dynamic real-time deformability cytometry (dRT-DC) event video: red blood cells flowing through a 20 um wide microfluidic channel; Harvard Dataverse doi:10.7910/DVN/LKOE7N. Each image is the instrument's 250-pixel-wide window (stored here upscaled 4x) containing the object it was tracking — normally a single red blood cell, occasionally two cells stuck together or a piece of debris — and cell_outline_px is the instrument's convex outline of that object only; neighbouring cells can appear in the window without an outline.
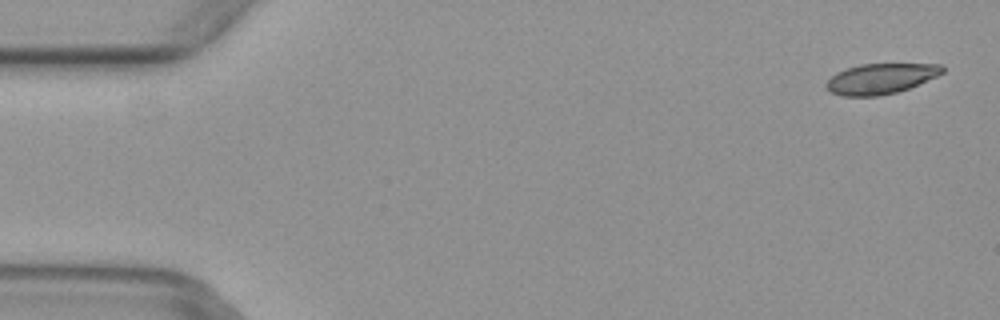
{"species": "common noctule bat (a hibernating species)", "species_latin": "Nyctalus noctula", "temperature_condition": "warm", "stored_images_in_passage": 5, "camera_frame_rate_fps": 3000, "um_per_image_px": 0.085, "animal": {"sex": "female", "body_mass_g": 29.2, "forearm_length_mm": 56.3}, "frame": {"image": 1, "passage_image": 1, "time_ms": 0.0, "image_size_px": [1000, 320], "cell_outline_px": [[944, 72], [936, 76], [908, 88], [896, 92], [876, 96], [840, 96], [832, 92], [824, 84], [836, 72], [860, 64], [944, 64]], "centroid_in_image_um": [74.85, 6.68], "position_along_channel_um": 10.2, "area_um2": 20.35}}